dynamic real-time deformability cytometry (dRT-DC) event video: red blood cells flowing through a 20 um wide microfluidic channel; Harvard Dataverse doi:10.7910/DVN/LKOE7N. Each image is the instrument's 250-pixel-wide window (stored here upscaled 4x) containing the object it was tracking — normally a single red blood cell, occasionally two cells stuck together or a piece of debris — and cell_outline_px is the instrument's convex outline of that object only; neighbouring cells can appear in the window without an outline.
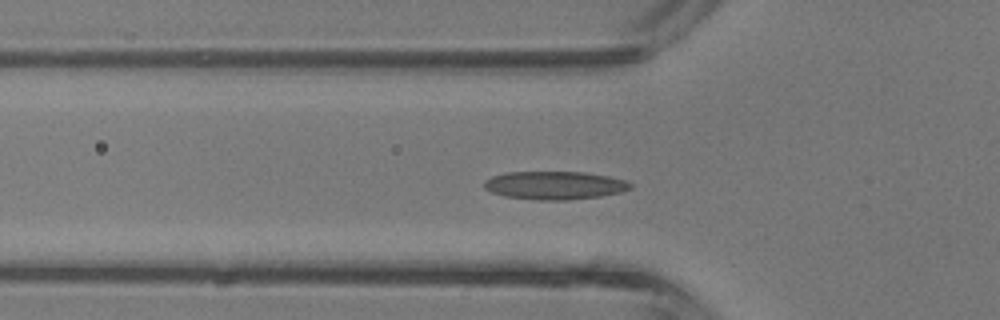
{"species": "common noctule bat (a hibernating species)", "species_latin": "Nyctalus noctula", "temperature_condition": "room temperature", "stored_images_in_passage": 43, "segment_of_instrument_passage": [1, 2], "camera_frame_rate_fps": 3000, "um_per_image_px": 0.085, "animal": {"sex": "male", "body_mass_g": 13.3}, "frame": {"image": 1, "passage_image": 14, "time_ms": 4.333, "image_size_px": [1000, 320], "cell_outline_px": [[632, 188], [620, 192], [600, 196], [568, 200], [540, 200], [504, 196], [492, 192], [484, 188], [484, 180], [492, 176], [508, 172], [584, 172], [608, 176], [624, 180], [632, 184]], "centroid_in_image_um": [47.13, 15.75], "position_along_channel_um": 78.7, "area_um2": 23.93}}
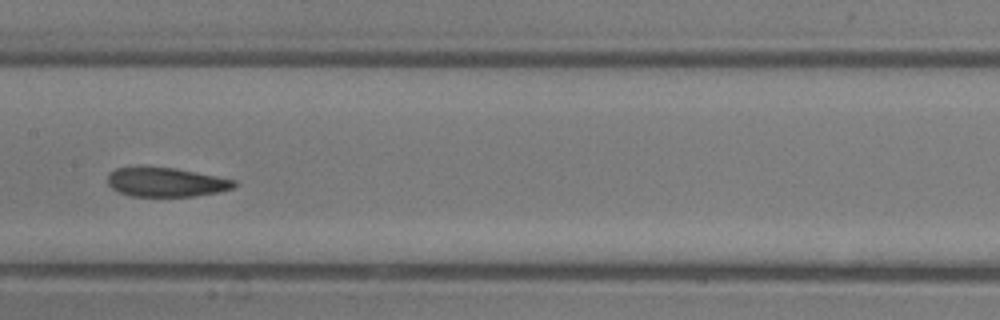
{"frame": {"image": 2, "passage_image": 21, "time_ms": 6.667, "image_size_px": [1000, 320], "cell_outline_px": [[236, 184], [232, 188], [220, 192], [196, 196], [132, 196], [120, 192], [112, 188], [108, 184], [108, 172], [116, 168], [140, 164], [176, 168], [236, 180]], "centroid_in_image_um": [14.06, 15.44], "position_along_channel_um": 193.3, "area_um2": 22.08}}
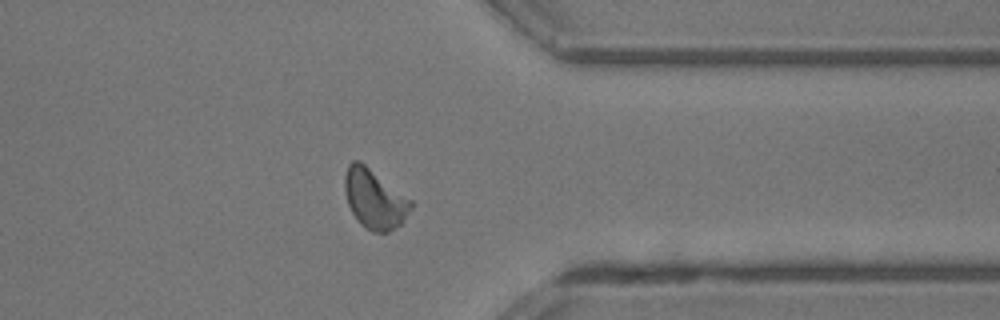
{"frame": {"image": 3, "passage_image": 33, "time_ms": 10.667, "image_size_px": [1000, 320], "cell_outline_px": [[416, 204], [404, 220], [400, 224], [388, 232], [372, 232], [364, 228], [356, 220], [348, 204], [344, 188], [344, 176], [348, 164], [352, 160], [360, 160], [412, 200]], "centroid_in_image_um": [31.84, 16.91], "position_along_channel_um": 379.6, "area_um2": 23.24}}